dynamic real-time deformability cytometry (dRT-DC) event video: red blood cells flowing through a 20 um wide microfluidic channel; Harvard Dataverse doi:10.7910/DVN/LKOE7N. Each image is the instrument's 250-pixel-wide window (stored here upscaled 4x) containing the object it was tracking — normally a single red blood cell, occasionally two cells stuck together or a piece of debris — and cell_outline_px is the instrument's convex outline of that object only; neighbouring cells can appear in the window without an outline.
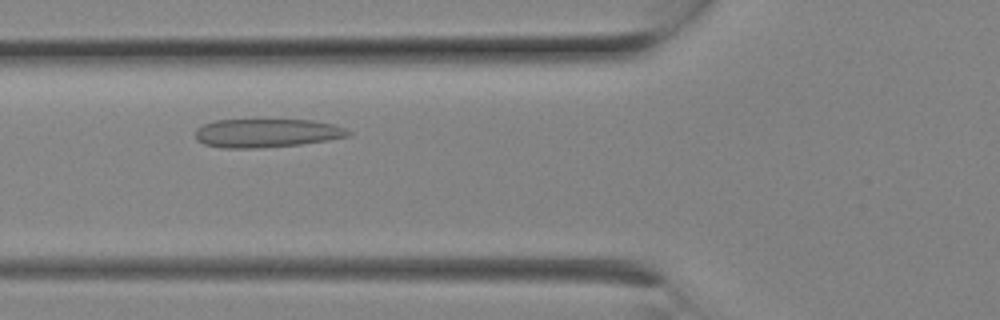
{"species": "Egyptian fruit bat (a non-hibernating species)", "species_latin": "Rousettus aegyptiacus", "temperature_condition": "room temperature", "stored_images_in_passage": 3, "camera_frame_rate_fps": 3000, "um_per_image_px": 0.085, "animal": {"sex": "female"}, "frame": {"image": 1, "passage_image": 2, "time_ms": 0.333, "image_size_px": [1000, 320], "cell_outline_px": [[352, 132], [348, 136], [328, 140], [300, 144], [256, 148], [224, 148], [204, 144], [196, 140], [196, 128], [204, 124], [216, 120], [312, 120], [332, 124], [344, 128]], "centroid_in_image_um": [22.65, 11.31], "position_along_channel_um": 103.2, "area_um2": 25.32}}
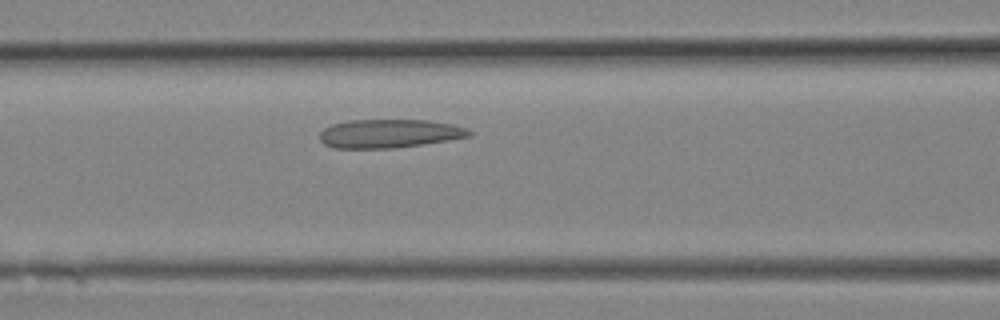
{"frame": {"image": 2, "passage_image": 3, "time_ms": 0.667, "image_size_px": [1000, 320], "cell_outline_px": [[472, 136], [448, 140], [392, 148], [332, 148], [324, 144], [320, 140], [320, 132], [324, 128], [332, 124], [348, 120], [428, 120], [452, 124], [464, 128], [472, 132]], "centroid_in_image_um": [33.05, 11.35], "position_along_channel_um": 133.5, "area_um2": 24.8}}